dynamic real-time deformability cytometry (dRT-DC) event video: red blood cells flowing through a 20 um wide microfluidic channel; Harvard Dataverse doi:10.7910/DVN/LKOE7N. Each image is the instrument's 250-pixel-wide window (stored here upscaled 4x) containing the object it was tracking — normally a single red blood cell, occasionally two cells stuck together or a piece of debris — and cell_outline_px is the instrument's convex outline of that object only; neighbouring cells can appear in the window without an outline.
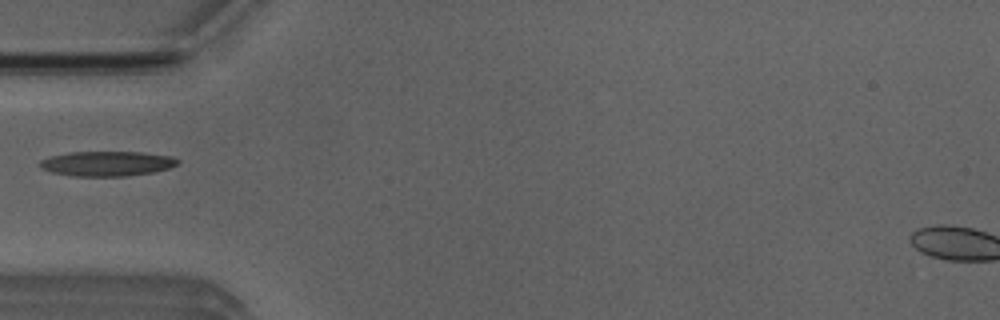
{"species": "Egyptian fruit bat (a non-hibernating species)", "species_latin": "Rousettus aegyptiacus", "temperature_condition": "room temperature", "stored_images_in_passage": 36, "camera_frame_rate_fps": 3000, "um_per_image_px": 0.085, "animal": {"sex": "male"}, "frame": {"image": 1, "passage_image": 1, "time_ms": 0.0, "image_size_px": [1000, 320], "cell_outline_px": [[180, 160], [176, 164], [168, 168], [152, 172], [124, 176], [76, 176], [52, 172], [40, 168], [40, 160], [48, 156], [68, 152], [140, 152], [172, 156]], "centroid_in_image_um": [9.06, 13.89], "position_along_channel_um": 75.9, "area_um2": 19.88}}
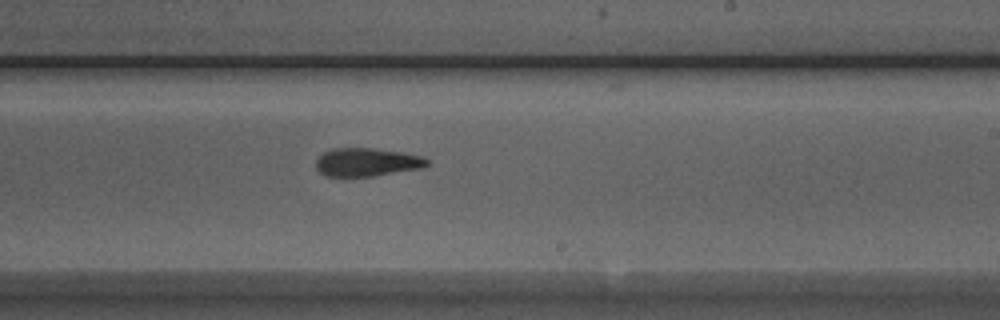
{"frame": {"image": 2, "passage_image": 15, "time_ms": 4.667, "image_size_px": [1000, 320], "cell_outline_px": [[428, 164], [424, 168], [376, 176], [324, 176], [316, 168], [316, 160], [324, 152], [332, 148], [372, 148], [404, 152], [420, 156], [428, 160]], "centroid_in_image_um": [31.2, 13.79], "position_along_channel_um": 257.8, "area_um2": 18.44}}
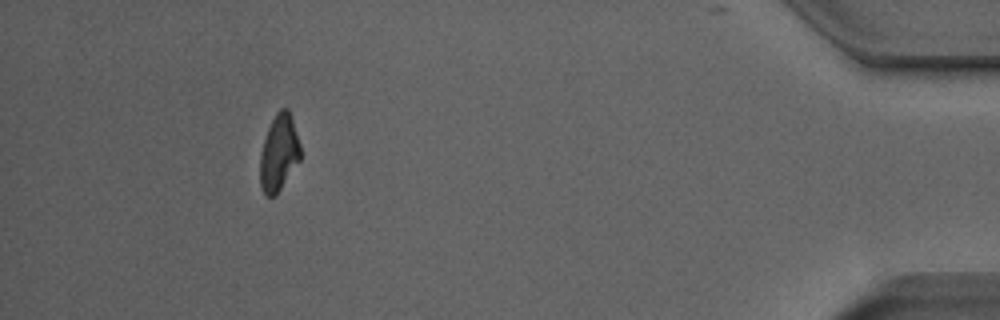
{"frame": {"image": 3, "passage_image": 32, "time_ms": 10.333, "image_size_px": [1000, 320], "cell_outline_px": [[300, 160], [280, 188], [272, 196], [264, 196], [260, 188], [260, 152], [268, 128], [276, 112], [280, 108], [288, 108], [300, 144]], "centroid_in_image_um": [23.69, 12.99], "position_along_channel_um": 411.5, "area_um2": 17.74}}